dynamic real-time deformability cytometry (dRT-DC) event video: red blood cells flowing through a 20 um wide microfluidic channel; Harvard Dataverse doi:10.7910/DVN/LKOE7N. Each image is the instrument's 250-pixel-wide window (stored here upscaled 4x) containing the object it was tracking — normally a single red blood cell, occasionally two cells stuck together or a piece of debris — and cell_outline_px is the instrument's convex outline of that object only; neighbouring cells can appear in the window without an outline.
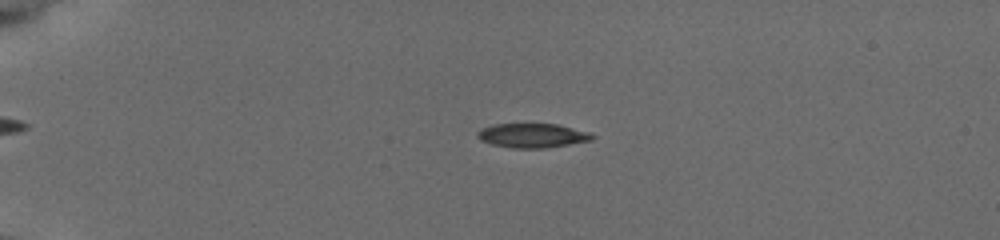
{"species": "common noctule bat (a hibernating species)", "species_latin": "Nyctalus noctula", "temperature_condition": "cold", "stored_images_in_passage": 57, "camera_frame_rate_fps": 3000, "um_per_image_px": 0.085, "animal": {"sex": "female", "body_mass_g": 19.5, "forearm_length_mm": 54.1}, "frame": {"image": 1, "passage_image": 15, "time_ms": 4.667, "image_size_px": [1000, 240], "cell_outline_px": [[596, 136], [592, 140], [544, 148], [512, 148], [492, 144], [480, 140], [476, 136], [476, 132], [480, 128], [492, 124], [556, 124], [592, 132]], "centroid_in_image_um": [45.24, 11.51], "position_along_channel_um": 39.8, "area_um2": 16.36}}
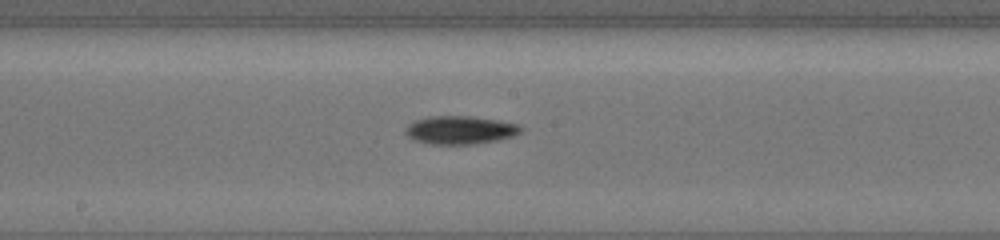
{"frame": {"image": 2, "passage_image": 33, "time_ms": 10.667, "image_size_px": [1000, 240], "cell_outline_px": [[524, 128], [516, 136], [500, 140], [472, 144], [428, 144], [412, 140], [404, 132], [408, 124], [416, 120], [428, 116], [472, 116], [520, 124]], "centroid_in_image_um": [39.13, 11.06], "position_along_channel_um": 209.1, "area_um2": 19.25}}
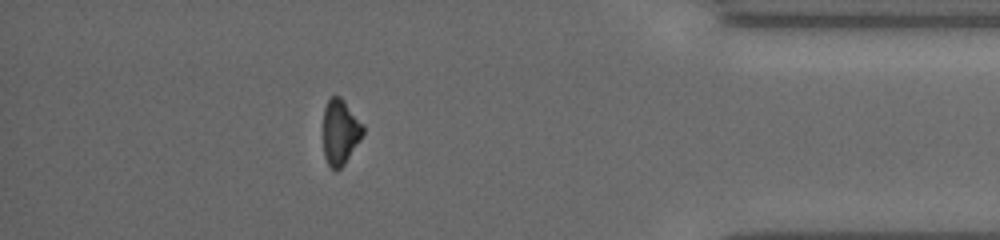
{"frame": {"image": 3, "passage_image": 51, "time_ms": 16.667, "image_size_px": [1000, 240], "cell_outline_px": [[364, 132], [360, 140], [344, 164], [340, 168], [332, 168], [328, 164], [324, 156], [324, 108], [328, 100], [332, 96], [340, 96], [344, 100], [364, 124]], "centroid_in_image_um": [28.94, 11.19], "position_along_channel_um": 406.3, "area_um2": 15.03}, "authors_computed_cell_mechanics": {"area_um2": 16.7042, "velocity_mm_per_s": 3.7833, "shape_relaxation_time_tau1_ms": 2.8287, "shape_relaxation_time_tau2_ms": null, "deformation_change_tau1": 0.1017, "deformation_change_tau2": null}}